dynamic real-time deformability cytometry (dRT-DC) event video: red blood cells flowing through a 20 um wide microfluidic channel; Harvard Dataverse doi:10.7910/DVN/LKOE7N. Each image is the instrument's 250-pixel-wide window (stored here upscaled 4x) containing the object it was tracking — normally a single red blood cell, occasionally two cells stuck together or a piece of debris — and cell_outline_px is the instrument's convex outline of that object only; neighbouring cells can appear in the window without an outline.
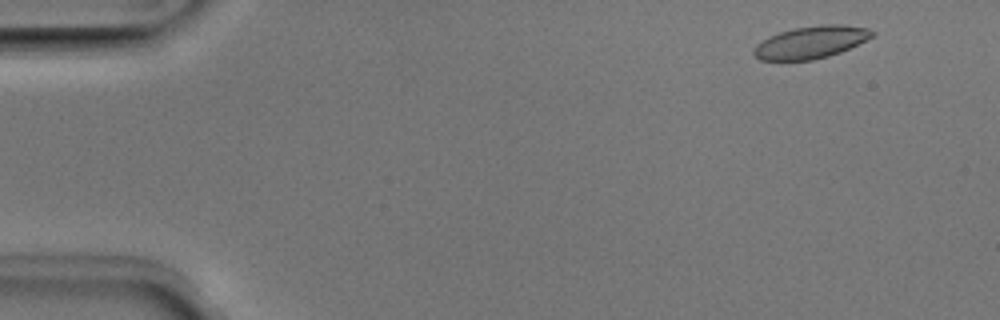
{"species": "Egyptian fruit bat (a non-hibernating species)", "species_latin": "Rousettus aegyptiacus", "temperature_condition": "room temperature", "stored_images_in_passage": 51, "camera_frame_rate_fps": 3000, "um_per_image_px": 0.085, "animal": {"sex": "male"}, "frame": {"image": 1, "passage_image": 4, "time_ms": 1.0, "image_size_px": [1000, 320], "cell_outline_px": [[876, 32], [872, 36], [840, 52], [828, 56], [812, 60], [760, 60], [752, 52], [756, 44], [768, 36], [792, 28], [820, 24], [840, 24], [868, 28]], "centroid_in_image_um": [68.89, 3.58], "position_along_channel_um": 16.1, "area_um2": 22.2}}
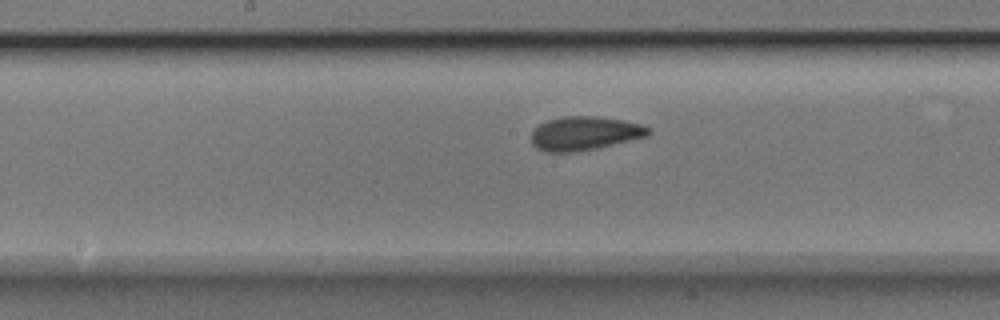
{"frame": {"image": 2, "passage_image": 26, "time_ms": 8.333, "image_size_px": [1000, 320], "cell_outline_px": [[652, 132], [648, 136], [596, 148], [572, 152], [544, 152], [536, 148], [532, 144], [532, 132], [540, 124], [548, 120], [564, 116], [596, 116], [624, 120], [644, 124], [652, 128]], "centroid_in_image_um": [49.74, 11.33], "position_along_channel_um": 198.5, "area_um2": 23.18}}
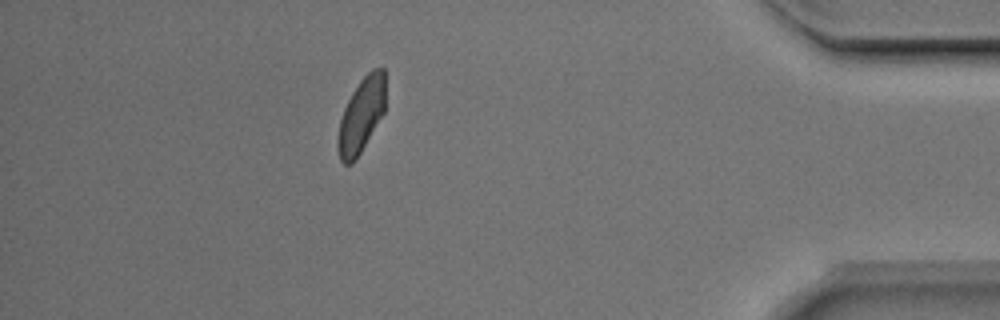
{"frame": {"image": 3, "passage_image": 45, "time_ms": 14.667, "image_size_px": [1000, 320], "cell_outline_px": [[384, 112], [360, 152], [352, 164], [344, 164], [340, 160], [336, 148], [336, 140], [340, 120], [344, 108], [352, 92], [360, 80], [372, 68], [384, 68]], "centroid_in_image_um": [30.67, 9.81], "position_along_channel_um": 404.5, "area_um2": 20.52}, "authors_computed_cell_mechanics": {"area_um2": 22.3686, "velocity_mm_per_s": 3.9593, "shape_relaxation_time_tau1_ms": 2.7517, "shape_relaxation_time_tau2_ms": 1.3788, "deformation_change_tau1": 0.0998, "deformation_change_tau2": 0.0639}}